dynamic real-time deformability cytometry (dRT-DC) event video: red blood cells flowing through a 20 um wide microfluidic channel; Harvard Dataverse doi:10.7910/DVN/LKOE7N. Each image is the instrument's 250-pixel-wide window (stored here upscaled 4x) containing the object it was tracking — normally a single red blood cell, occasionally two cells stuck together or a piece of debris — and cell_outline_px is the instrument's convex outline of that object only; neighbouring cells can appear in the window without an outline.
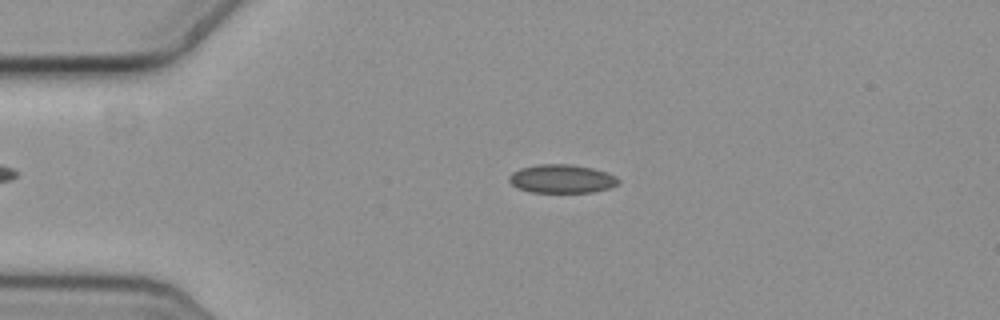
{"species": "common noctule bat (a hibernating species)", "species_latin": "Nyctalus noctula", "temperature_condition": "cold", "stored_images_in_passage": 57, "camera_frame_rate_fps": 3000, "um_per_image_px": 0.085, "animal": {"sex": "female", "body_mass_g": 19.3, "forearm_length_mm": 54.1}, "frame": {"image": 1, "passage_image": 13, "time_ms": 4.0, "image_size_px": [1000, 320], "cell_outline_px": [[620, 180], [616, 184], [608, 188], [592, 192], [532, 192], [516, 188], [508, 180], [508, 176], [512, 172], [520, 168], [540, 164], [572, 164], [592, 168], [616, 176]], "centroid_in_image_um": [47.7, 15.19], "position_along_channel_um": 37.3, "area_um2": 18.09}}
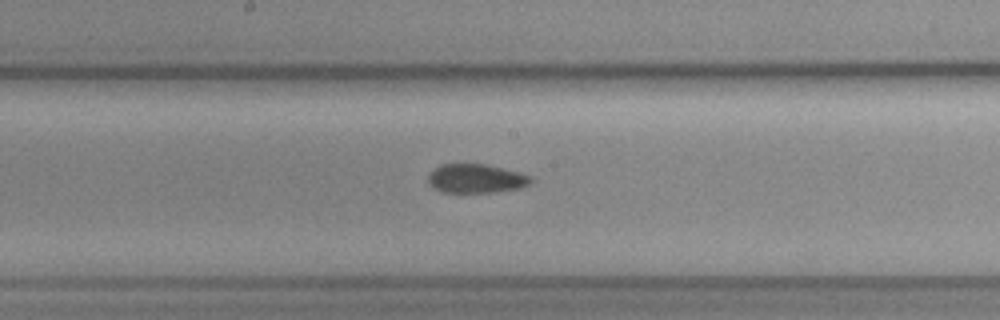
{"frame": {"image": 2, "passage_image": 30, "time_ms": 9.667, "image_size_px": [1000, 320], "cell_outline_px": [[532, 180], [528, 184], [520, 188], [492, 192], [444, 192], [436, 188], [428, 180], [428, 176], [440, 164], [484, 164], [532, 176]], "centroid_in_image_um": [40.47, 15.17], "position_along_channel_um": 207.7, "area_um2": 16.82}}
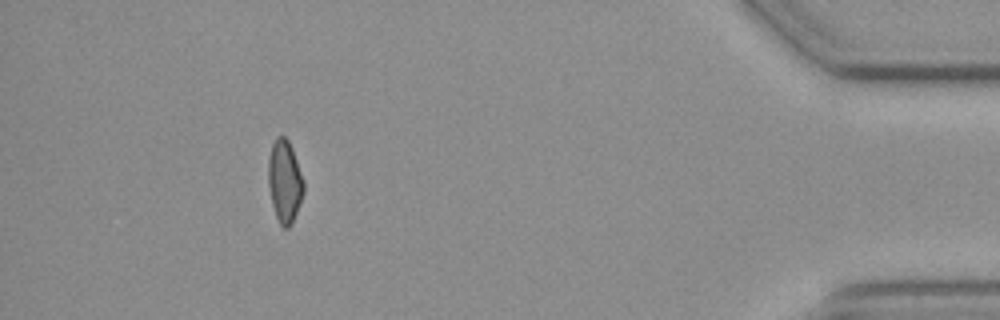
{"frame": {"image": 3, "passage_image": 52, "time_ms": 17.0, "image_size_px": [1000, 320], "cell_outline_px": [[304, 192], [300, 204], [292, 224], [288, 228], [284, 228], [280, 224], [276, 216], [272, 204], [268, 184], [268, 160], [272, 144], [276, 136], [284, 136], [288, 140], [292, 148], [304, 180]], "centroid_in_image_um": [24.2, 15.42], "position_along_channel_um": 411.0, "area_um2": 17.11}}